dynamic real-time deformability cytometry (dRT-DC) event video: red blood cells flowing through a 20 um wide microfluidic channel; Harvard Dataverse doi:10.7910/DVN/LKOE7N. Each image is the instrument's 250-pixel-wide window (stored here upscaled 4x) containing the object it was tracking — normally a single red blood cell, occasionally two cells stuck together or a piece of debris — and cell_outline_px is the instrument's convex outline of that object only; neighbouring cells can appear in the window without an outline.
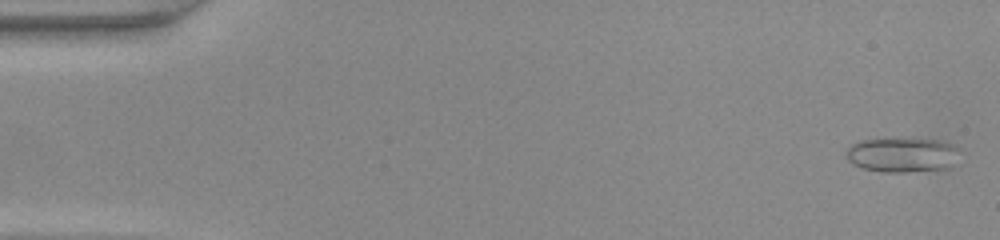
{"species": "common noctule bat (a hibernating species)", "species_latin": "Nyctalus noctula", "temperature_condition": "warm", "stored_images_in_passage": 47, "camera_frame_rate_fps": 3000, "um_per_image_px": 0.085, "animal": {"sex": "female", "body_mass_g": 22.0, "forearm_length_mm": 56.7}, "frame": {"image": 1, "passage_image": 1, "time_ms": 0.0, "image_size_px": [1000, 240], "cell_outline_px": [[964, 152], [948, 168], [904, 172], [884, 172], [864, 168], [852, 164], [848, 160], [848, 148], [852, 144], [860, 140], [884, 136], [940, 140], [956, 144]], "centroid_in_image_um": [76.76, 13.11], "position_along_channel_um": 8.2, "area_um2": 23.87}}
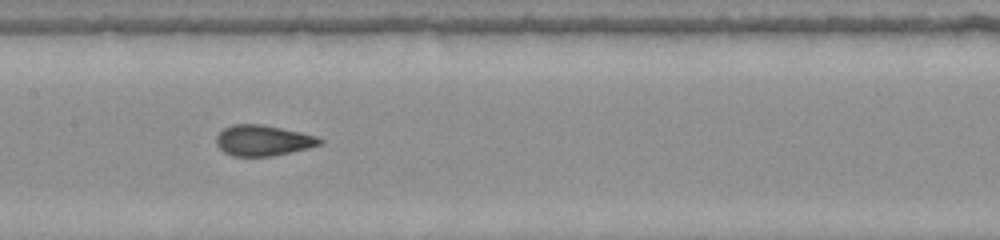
{"frame": {"image": 2, "passage_image": 23, "time_ms": 7.333, "image_size_px": [1000, 240], "cell_outline_px": [[324, 144], [308, 148], [272, 156], [232, 156], [224, 152], [216, 144], [216, 136], [224, 128], [232, 124], [260, 124], [300, 132], [316, 136], [324, 140]], "centroid_in_image_um": [22.36, 11.94], "position_along_channel_um": 185.0, "area_um2": 18.5}}
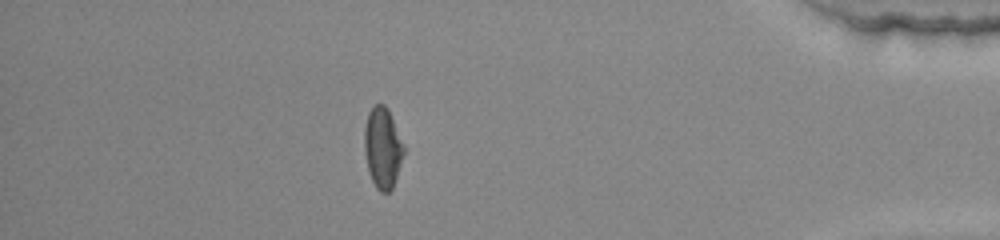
{"frame": {"image": 3, "passage_image": 41, "time_ms": 13.333, "image_size_px": [1000, 240], "cell_outline_px": [[404, 152], [392, 188], [388, 192], [380, 192], [376, 188], [368, 172], [364, 152], [364, 128], [368, 112], [376, 104], [384, 104], [388, 108], [404, 144]], "centroid_in_image_um": [32.5, 12.55], "position_along_channel_um": 402.7, "area_um2": 18.55}}